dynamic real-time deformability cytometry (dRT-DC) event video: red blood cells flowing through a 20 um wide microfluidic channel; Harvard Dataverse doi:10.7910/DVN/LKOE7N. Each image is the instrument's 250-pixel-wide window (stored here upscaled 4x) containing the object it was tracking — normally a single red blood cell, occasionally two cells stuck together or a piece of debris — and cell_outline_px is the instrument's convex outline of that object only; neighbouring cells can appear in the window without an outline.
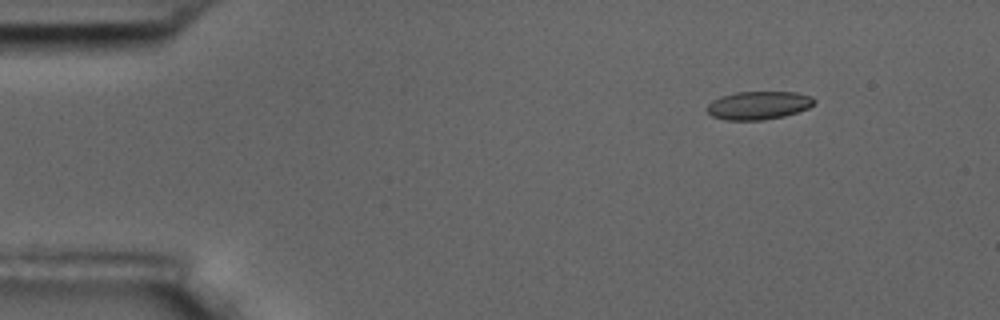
{"species": "common noctule bat (a hibernating species)", "species_latin": "Nyctalus noctula", "temperature_condition": "room temperature", "stored_images_in_passage": 5, "camera_frame_rate_fps": 3000, "um_per_image_px": 0.085, "animal": {"sex": "male", "body_mass_g": 17.5, "forearm_length_mm": 52.3}, "frame": {"image": 1, "passage_image": 2, "time_ms": 2.0, "image_size_px": [1000, 320], "cell_outline_px": [[816, 100], [808, 108], [784, 116], [764, 120], [724, 120], [712, 116], [704, 108], [712, 100], [720, 96], [736, 92], [796, 92], [812, 96]], "centroid_in_image_um": [64.43, 8.95], "position_along_channel_um": 20.6, "area_um2": 17.74}}
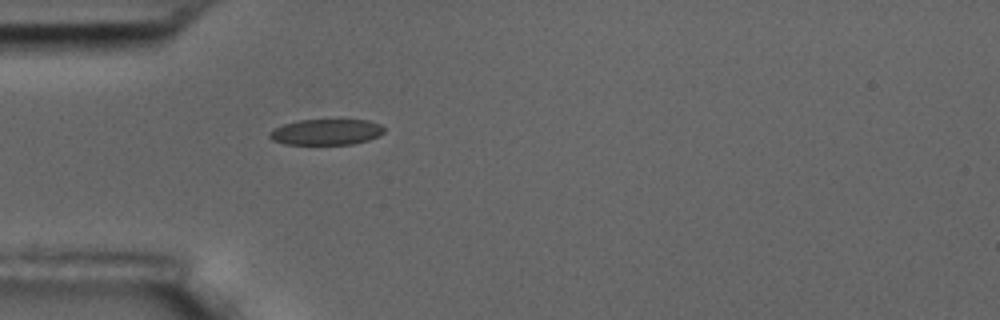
{"frame": {"image": 2, "passage_image": 5, "time_ms": 5.333, "image_size_px": [1000, 320], "cell_outline_px": [[384, 132], [380, 136], [368, 140], [352, 144], [284, 144], [272, 140], [268, 136], [268, 132], [284, 124], [300, 120], [340, 116], [368, 120], [380, 124], [384, 128]], "centroid_in_image_um": [27.78, 11.16], "position_along_channel_um": 57.2, "area_um2": 18.21}}